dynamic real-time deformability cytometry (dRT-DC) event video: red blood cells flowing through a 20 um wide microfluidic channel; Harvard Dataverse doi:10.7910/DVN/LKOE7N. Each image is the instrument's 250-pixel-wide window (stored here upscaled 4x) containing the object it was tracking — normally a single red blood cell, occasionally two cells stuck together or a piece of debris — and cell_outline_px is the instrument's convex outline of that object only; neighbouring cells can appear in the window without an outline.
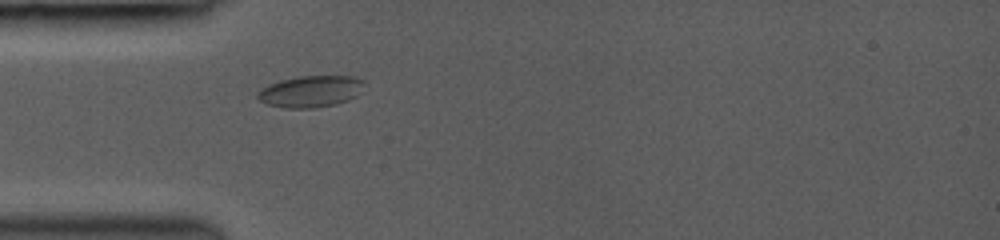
{"species": "common noctule bat (a hibernating species)", "species_latin": "Nyctalus noctula", "temperature_condition": "room temperature", "stored_images_in_passage": 1, "camera_frame_rate_fps": 3000, "um_per_image_px": 0.085, "animal": {"sex": "female", "body_mass_g": 19.0, "forearm_length_mm": 53.3}, "frame": {"image": 1, "passage_image": 1, "time_ms": 0.0, "image_size_px": [1000, 240], "cell_outline_px": [[364, 80], [356, 96], [348, 100], [336, 104], [312, 108], [284, 108], [268, 104], [260, 100], [256, 96], [256, 92], [268, 84], [280, 80], [300, 76], [356, 76]], "centroid_in_image_um": [26.37, 7.77], "position_along_channel_um": 58.6, "area_um2": 19.54}}